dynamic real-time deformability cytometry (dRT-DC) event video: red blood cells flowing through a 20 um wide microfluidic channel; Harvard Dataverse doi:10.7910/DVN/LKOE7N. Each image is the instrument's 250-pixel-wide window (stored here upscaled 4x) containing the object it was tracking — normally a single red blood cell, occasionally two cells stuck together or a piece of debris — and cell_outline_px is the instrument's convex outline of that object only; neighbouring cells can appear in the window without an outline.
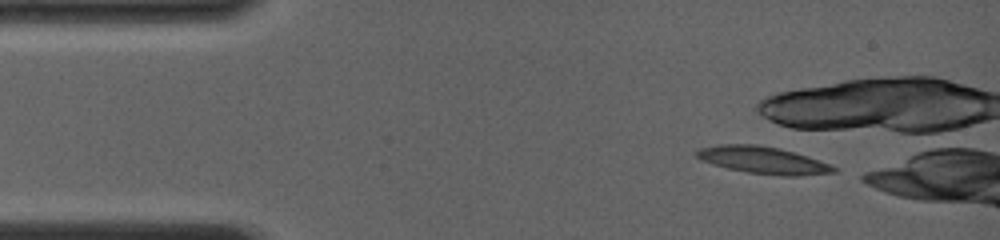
{"species": "common noctule bat (a hibernating species)", "species_latin": "Nyctalus noctula", "temperature_condition": "room temperature", "stored_images_in_passage": 2, "camera_frame_rate_fps": 4000, "um_per_image_px": 0.085, "animal": {"sex": "female", "body_mass_g": 19.0, "forearm_length_mm": 56.7}, "frame": {"image": 1, "passage_image": 1, "time_ms": 0.0, "image_size_px": [1000, 240], "cell_outline_px": [[836, 172], [800, 176], [780, 176], [748, 172], [728, 168], [712, 164], [700, 160], [696, 156], [696, 152], [700, 148], [720, 144], [756, 144], [780, 148], [808, 156], [832, 164], [836, 168]], "centroid_in_image_um": [64.89, 13.61], "position_along_channel_um": 20.1, "area_um2": 21.79}}